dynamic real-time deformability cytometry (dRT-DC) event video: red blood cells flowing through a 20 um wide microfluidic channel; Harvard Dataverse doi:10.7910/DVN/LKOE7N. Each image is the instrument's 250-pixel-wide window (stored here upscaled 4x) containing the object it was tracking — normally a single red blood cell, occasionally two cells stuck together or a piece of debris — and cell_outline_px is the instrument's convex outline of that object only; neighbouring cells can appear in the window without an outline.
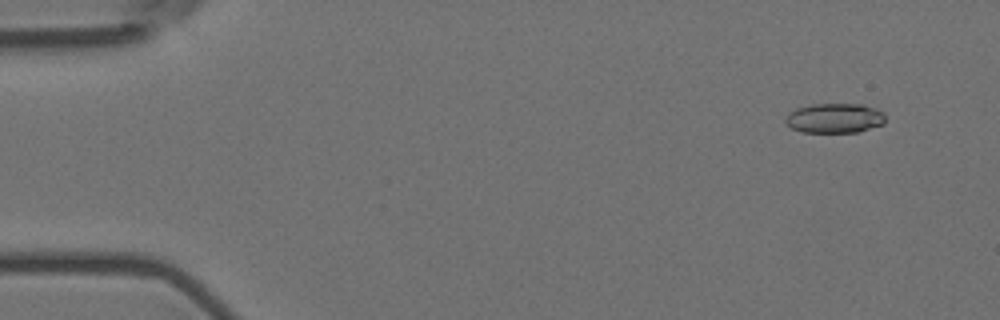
{"species": "Egyptian fruit bat (a non-hibernating species)", "species_latin": "Rousettus aegyptiacus", "temperature_condition": "room temperature", "stored_images_in_passage": 6, "camera_frame_rate_fps": 3000, "um_per_image_px": 0.085, "animal": {"sex": "female"}, "frame": {"image": 1, "passage_image": 2, "time_ms": 0.333, "image_size_px": [1000, 320], "cell_outline_px": [[884, 124], [860, 132], [800, 132], [792, 128], [784, 120], [788, 112], [796, 108], [812, 104], [860, 104], [876, 108], [884, 112]], "centroid_in_image_um": [70.95, 10.04], "position_along_channel_um": 14.1, "area_um2": 17.46}}